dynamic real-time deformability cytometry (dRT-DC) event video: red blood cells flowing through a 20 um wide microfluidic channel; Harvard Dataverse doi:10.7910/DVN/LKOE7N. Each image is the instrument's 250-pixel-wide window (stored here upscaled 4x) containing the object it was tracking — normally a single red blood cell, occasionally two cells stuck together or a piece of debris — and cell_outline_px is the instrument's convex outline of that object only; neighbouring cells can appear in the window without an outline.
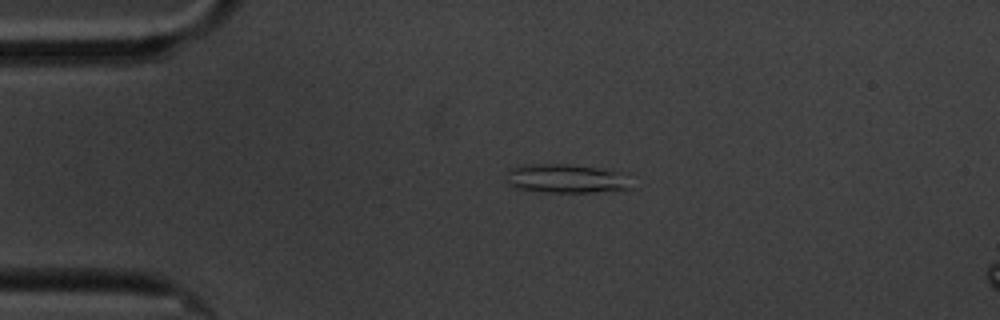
{"species": "common noctule bat (a hibernating species)", "species_latin": "Nyctalus noctula", "temperature_condition": "cold", "stored_images_in_passage": 3, "camera_frame_rate_fps": 3000, "um_per_image_px": 0.085, "animal": {"sex": "male", "body_mass_g": 20.1, "forearm_length_mm": 53.5}, "frame": {"image": 1, "passage_image": 1, "time_ms": 0.0, "image_size_px": [1000, 320], "cell_outline_px": [[632, 188], [620, 192], [544, 192], [516, 188], [508, 184], [504, 172], [508, 168], [524, 164], [568, 164], [624, 172]], "centroid_in_image_um": [48.12, 15.19], "position_along_channel_um": 36.9, "area_um2": 21.62}}